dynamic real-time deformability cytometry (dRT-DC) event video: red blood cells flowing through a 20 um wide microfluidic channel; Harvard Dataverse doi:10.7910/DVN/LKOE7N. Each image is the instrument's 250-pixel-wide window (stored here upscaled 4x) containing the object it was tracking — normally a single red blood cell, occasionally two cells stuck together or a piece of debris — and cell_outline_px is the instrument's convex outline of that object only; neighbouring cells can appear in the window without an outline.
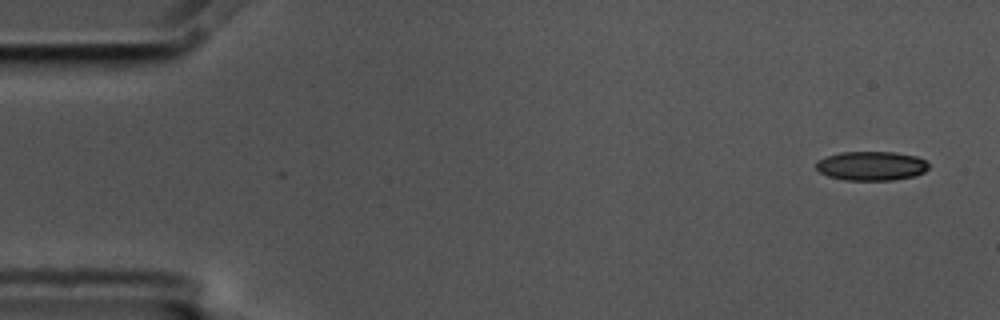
{"species": "common noctule bat (a hibernating species)", "species_latin": "Nyctalus noctula", "temperature_condition": "cold", "stored_images_in_passage": 5, "segment_of_instrument_passage": [1, 2], "camera_frame_rate_fps": 3000, "um_per_image_px": 0.085, "animal": {"sex": "male", "body_mass_g": 17.5, "forearm_length_mm": 52.3}, "frame": {"image": 1, "passage_image": 1, "time_ms": 0.0, "image_size_px": [1000, 320], "cell_outline_px": [[928, 168], [924, 172], [916, 176], [892, 180], [844, 180], [828, 176], [820, 172], [816, 168], [816, 160], [824, 156], [840, 152], [896, 152], [916, 156], [924, 160], [928, 164]], "centroid_in_image_um": [74.04, 14.1], "position_along_channel_um": 11.0, "area_um2": 19.31}}